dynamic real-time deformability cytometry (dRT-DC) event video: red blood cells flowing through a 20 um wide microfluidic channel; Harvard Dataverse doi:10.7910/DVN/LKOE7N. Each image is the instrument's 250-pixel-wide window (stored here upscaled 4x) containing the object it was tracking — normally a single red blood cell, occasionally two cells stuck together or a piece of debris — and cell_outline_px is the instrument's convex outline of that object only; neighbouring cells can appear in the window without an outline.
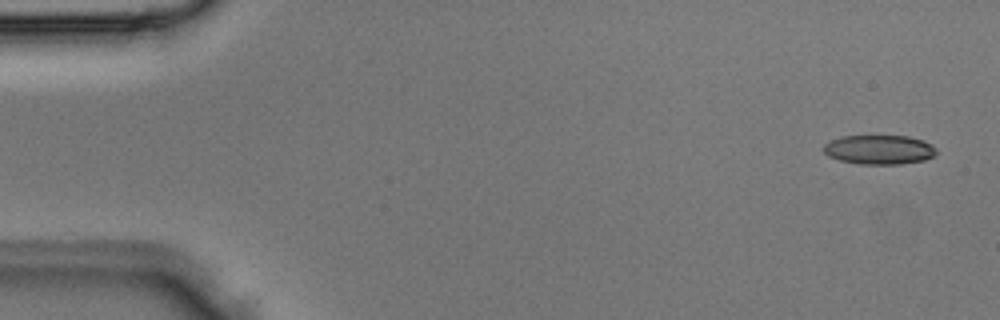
{"species": "Egyptian fruit bat (a non-hibernating species)", "species_latin": "Rousettus aegyptiacus", "temperature_condition": "room temperature", "stored_images_in_passage": 3, "camera_frame_rate_fps": 3000, "um_per_image_px": 0.085, "animal": {"sex": "male"}, "frame": {"image": 1, "passage_image": 1, "time_ms": 0.0, "image_size_px": [1000, 320], "cell_outline_px": [[936, 152], [932, 156], [924, 160], [900, 164], [860, 164], [840, 160], [828, 156], [824, 152], [824, 144], [828, 140], [840, 136], [908, 136], [924, 140], [932, 144], [936, 148]], "centroid_in_image_um": [74.72, 12.71], "position_along_channel_um": 10.3, "area_um2": 19.36}}
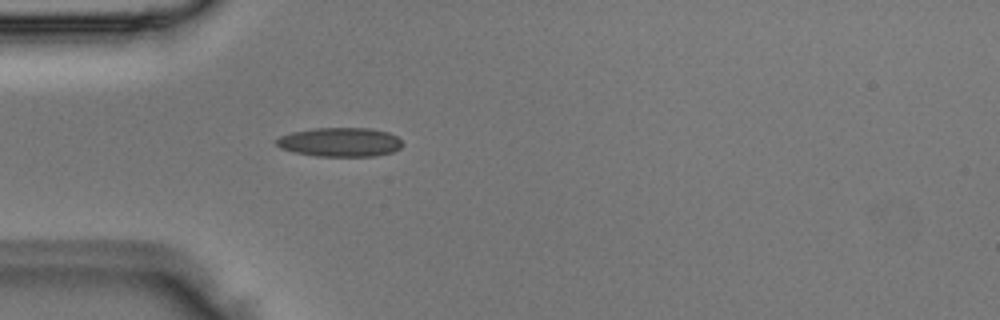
{"frame": {"image": 2, "passage_image": 3, "time_ms": 0.667, "image_size_px": [1000, 320], "cell_outline_px": [[404, 144], [400, 148], [392, 152], [372, 156], [316, 156], [292, 152], [280, 148], [272, 140], [280, 136], [292, 132], [316, 128], [372, 128], [388, 132], [396, 136]], "centroid_in_image_um": [28.87, 12.08], "position_along_channel_um": 56.1, "area_um2": 21.5}}